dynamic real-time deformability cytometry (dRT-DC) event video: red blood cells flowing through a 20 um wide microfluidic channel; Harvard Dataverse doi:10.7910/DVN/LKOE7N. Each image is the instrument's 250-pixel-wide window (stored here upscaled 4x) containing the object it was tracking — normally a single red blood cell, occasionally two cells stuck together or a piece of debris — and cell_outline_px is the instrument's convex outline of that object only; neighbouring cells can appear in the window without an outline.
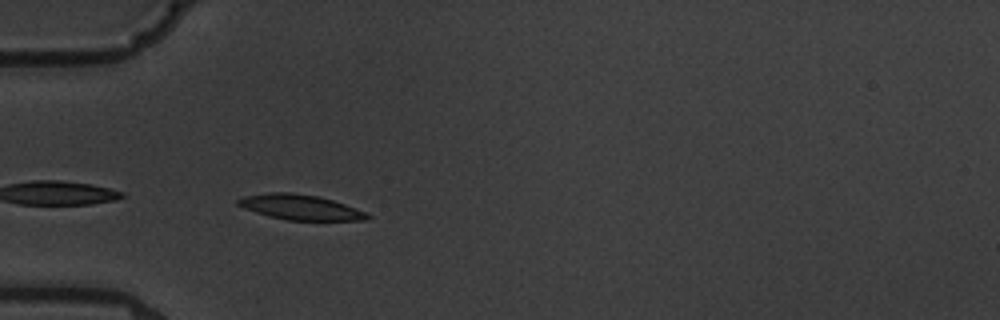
{"species": "common noctule bat (a hibernating species)", "species_latin": "Nyctalus noctula", "temperature_condition": "warm", "stored_images_in_passage": 7, "camera_frame_rate_fps": 3000, "um_per_image_px": 0.085, "animal": {"sex": "male", "body_mass_g": 19.5, "forearm_length_mm": 54.6}, "frame": {"image": 1, "passage_image": 5, "time_ms": 4.667, "image_size_px": [1000, 320], "cell_outline_px": [[372, 216], [368, 220], [284, 220], [268, 216], [244, 208], [236, 204], [236, 200], [244, 196], [268, 192], [292, 192], [320, 196], [344, 204], [364, 212]], "centroid_in_image_um": [25.49, 17.61], "position_along_channel_um": 59.5, "area_um2": 18.96}}
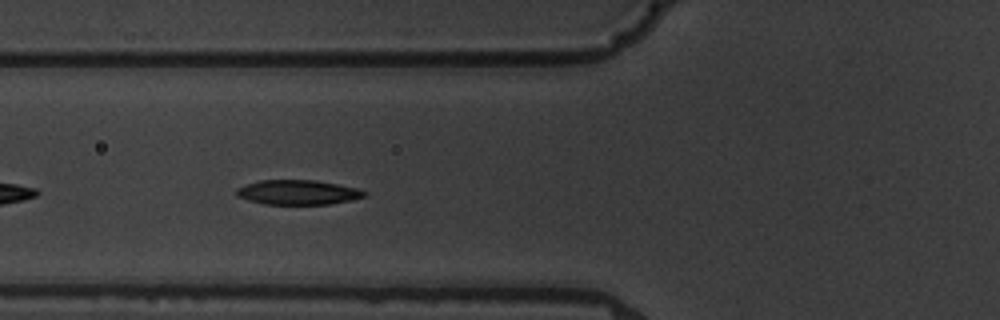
{"frame": {"image": 2, "passage_image": 6, "time_ms": 6.0, "image_size_px": [1000, 320], "cell_outline_px": [[368, 192], [364, 196], [352, 200], [328, 204], [264, 204], [248, 200], [236, 196], [236, 188], [244, 184], [260, 180], [316, 180], [360, 188]], "centroid_in_image_um": [25.32, 16.34], "position_along_channel_um": 100.5, "area_um2": 18.55}}
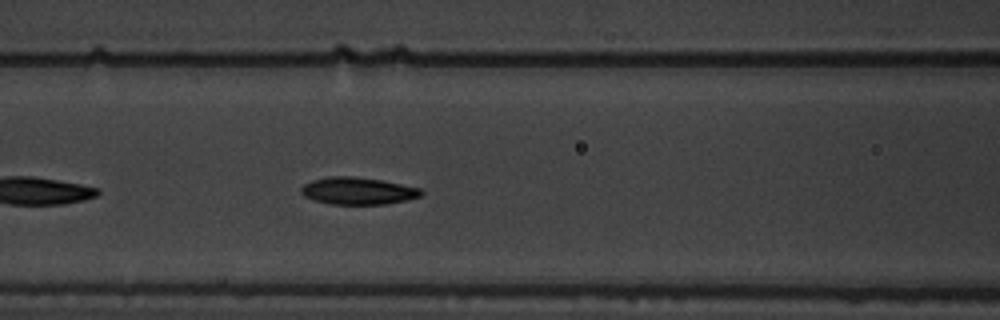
{"frame": {"image": 3, "passage_image": 7, "time_ms": 7.0, "image_size_px": [1000, 320], "cell_outline_px": [[424, 192], [420, 196], [408, 200], [384, 204], [332, 204], [316, 200], [304, 196], [300, 192], [300, 188], [304, 184], [312, 180], [328, 176], [352, 176], [380, 180], [420, 188]], "centroid_in_image_um": [30.41, 16.22], "position_along_channel_um": 136.2, "area_um2": 18.9}}